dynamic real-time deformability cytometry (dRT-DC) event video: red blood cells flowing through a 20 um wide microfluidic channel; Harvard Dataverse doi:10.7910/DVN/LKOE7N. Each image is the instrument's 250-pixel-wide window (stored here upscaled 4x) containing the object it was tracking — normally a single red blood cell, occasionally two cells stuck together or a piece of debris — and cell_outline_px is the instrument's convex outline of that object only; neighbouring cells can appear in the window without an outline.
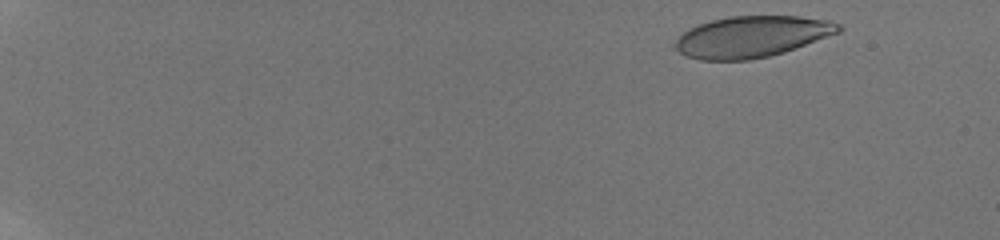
{"species": "human", "species_latin": "Homo sapiens", "temperature_condition": "room temperature", "stored_images_in_passage": 19, "camera_frame_rate_fps": 3000, "um_per_image_px": 0.085, "donor": {"sex": "male"}, "frame": {"image": 1, "passage_image": 3, "time_ms": 0.667, "image_size_px": [1000, 240], "cell_outline_px": [[844, 28], [840, 32], [784, 52], [768, 56], [748, 60], [700, 60], [688, 56], [672, 48], [672, 44], [688, 28], [712, 20], [728, 16], [800, 16], [828, 20], [840, 24]], "centroid_in_image_um": [63.9, 3.11], "position_along_channel_um": 21.1, "area_um2": 39.3}}
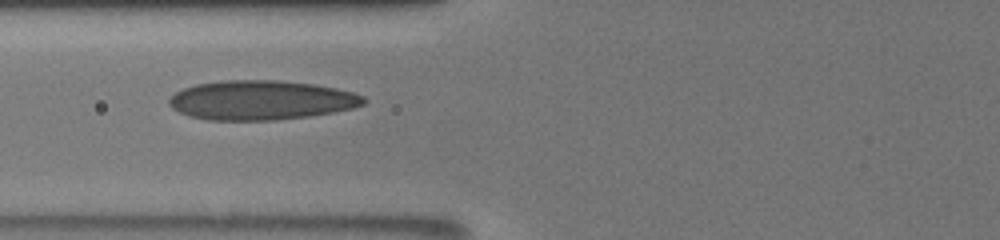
{"frame": {"image": 2, "passage_image": 14, "time_ms": 7.333, "image_size_px": [1000, 240], "cell_outline_px": [[368, 100], [364, 104], [352, 108], [332, 112], [308, 116], [276, 120], [208, 120], [188, 116], [172, 108], [168, 104], [168, 100], [176, 92], [184, 88], [196, 84], [224, 80], [276, 80], [312, 84], [336, 88], [352, 92], [364, 96]], "centroid_in_image_um": [22.18, 8.51], "position_along_channel_um": 103.6, "area_um2": 44.62}}
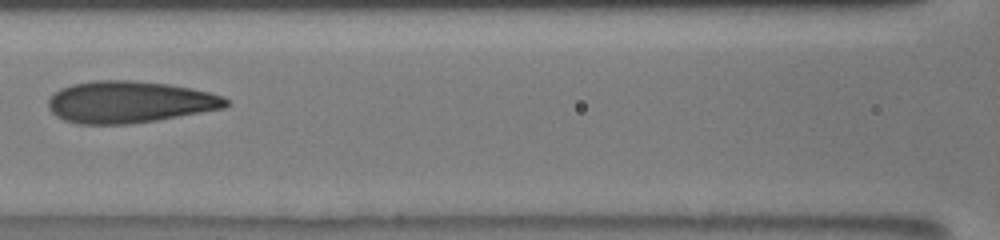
{"frame": {"image": 3, "passage_image": 16, "time_ms": 8.667, "image_size_px": [1000, 240], "cell_outline_px": [[232, 104], [224, 108], [156, 120], [132, 124], [80, 124], [64, 120], [56, 116], [48, 108], [48, 100], [60, 88], [72, 84], [92, 80], [128, 80], [168, 84], [192, 88], [224, 96]], "centroid_in_image_um": [11.01, 8.67], "position_along_channel_um": 155.6, "area_um2": 43.35}}